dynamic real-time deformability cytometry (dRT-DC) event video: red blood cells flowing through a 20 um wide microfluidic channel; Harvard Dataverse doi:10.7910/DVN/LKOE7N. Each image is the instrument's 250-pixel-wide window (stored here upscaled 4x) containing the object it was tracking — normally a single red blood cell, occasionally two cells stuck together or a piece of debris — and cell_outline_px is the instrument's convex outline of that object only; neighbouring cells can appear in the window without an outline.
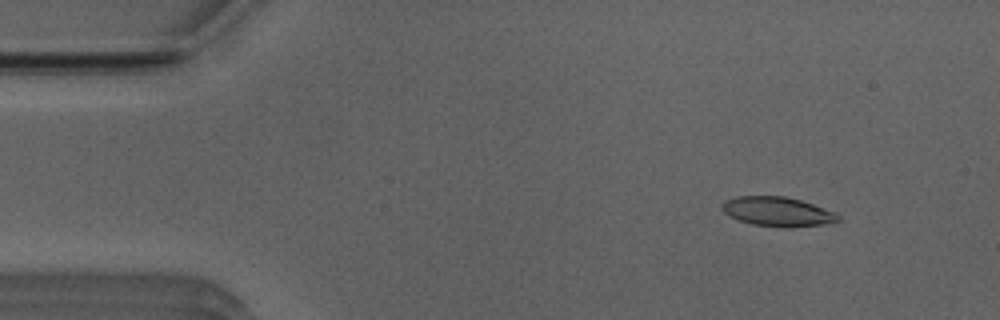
{"species": "Egyptian fruit bat (a non-hibernating species)", "species_latin": "Rousettus aegyptiacus", "temperature_condition": "room temperature", "stored_images_in_passage": 50, "camera_frame_rate_fps": 3000, "um_per_image_px": 0.085, "animal": {"sex": "male"}, "frame": {"image": 1, "passage_image": 4, "time_ms": 1.0, "image_size_px": [1000, 320], "cell_outline_px": [[840, 220], [824, 224], [788, 228], [752, 224], [728, 216], [720, 208], [720, 204], [724, 200], [736, 196], [784, 196], [800, 200], [836, 212], [840, 216]], "centroid_in_image_um": [66.06, 17.98], "position_along_channel_um": 18.9, "area_um2": 20.0}}
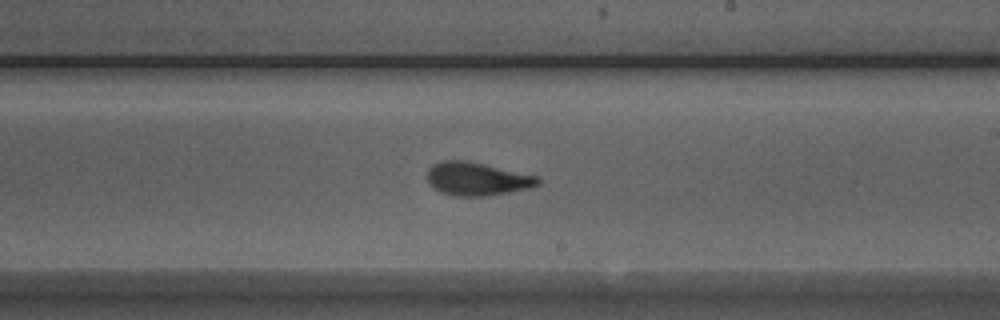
{"frame": {"image": 2, "passage_image": 28, "time_ms": 9.0, "image_size_px": [1000, 320], "cell_outline_px": [[540, 184], [528, 188], [488, 196], [456, 196], [440, 192], [428, 184], [428, 168], [432, 164], [440, 160], [464, 160], [540, 176]], "centroid_in_image_um": [40.53, 15.2], "position_along_channel_um": 248.5, "area_um2": 21.5}}
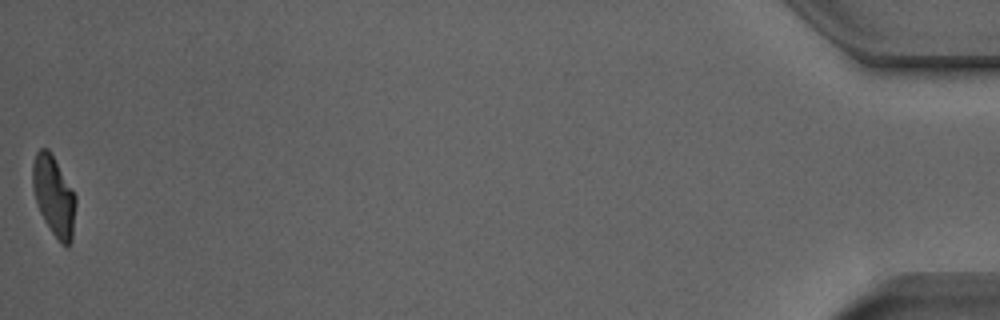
{"frame": {"image": 3, "passage_image": 50, "time_ms": 16.333, "image_size_px": [1000, 320], "cell_outline_px": [[76, 204], [72, 240], [68, 248], [64, 248], [60, 244], [44, 220], [40, 212], [32, 188], [32, 164], [36, 152], [40, 148], [48, 148], [76, 196]], "centroid_in_image_um": [4.58, 16.7], "position_along_channel_um": 430.6, "area_um2": 20.11}, "authors_computed_cell_mechanics": {"area_um2": 20.9236, "velocity_mm_per_s": 3.9225, "shape_relaxation_time_tau1_ms": 4.4713, "shape_relaxation_time_tau2_ms": 1.4375, "deformation_change_tau1": 0.1716, "deformation_change_tau2": 0.0837}}